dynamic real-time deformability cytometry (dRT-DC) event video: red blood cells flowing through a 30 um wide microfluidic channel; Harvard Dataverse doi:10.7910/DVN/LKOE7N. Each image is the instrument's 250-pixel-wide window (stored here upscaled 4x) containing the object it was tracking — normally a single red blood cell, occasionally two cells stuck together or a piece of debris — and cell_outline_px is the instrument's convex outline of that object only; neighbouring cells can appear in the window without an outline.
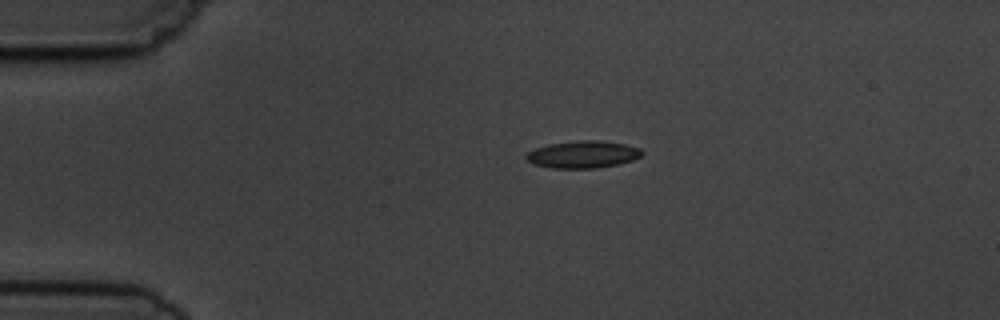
{"species": "common noctule bat (a hibernating species)", "species_latin": "Nyctalus noctula", "temperature_condition": "cold", "stored_images_in_passage": 2, "camera_frame_rate_fps": 3000, "um_per_image_px": 0.085, "animal": {"sex": "male", "body_mass_g": 19.5, "forearm_length_mm": 54.6}, "frame": {"image": 1, "passage_image": 1, "time_ms": 0.0, "image_size_px": [1000, 320], "cell_outline_px": [[644, 152], [640, 156], [632, 160], [616, 164], [596, 168], [552, 168], [532, 164], [524, 156], [528, 152], [536, 148], [548, 144], [576, 140], [600, 140], [624, 144], [640, 148]], "centroid_in_image_um": [49.52, 13.12], "position_along_channel_um": 35.5, "area_um2": 18.32}}